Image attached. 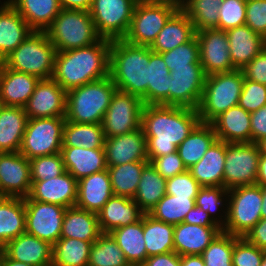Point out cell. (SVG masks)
<instances>
[{
  "instance_id": "15",
  "label": "cell",
  "mask_w": 266,
  "mask_h": 266,
  "mask_svg": "<svg viewBox=\"0 0 266 266\" xmlns=\"http://www.w3.org/2000/svg\"><path fill=\"white\" fill-rule=\"evenodd\" d=\"M206 74L201 64L173 68L169 76V105L198 109Z\"/></svg>"
},
{
  "instance_id": "1",
  "label": "cell",
  "mask_w": 266,
  "mask_h": 266,
  "mask_svg": "<svg viewBox=\"0 0 266 266\" xmlns=\"http://www.w3.org/2000/svg\"><path fill=\"white\" fill-rule=\"evenodd\" d=\"M193 108L170 105H144L141 128L146 137L149 163L177 151L179 144L200 123Z\"/></svg>"
},
{
  "instance_id": "10",
  "label": "cell",
  "mask_w": 266,
  "mask_h": 266,
  "mask_svg": "<svg viewBox=\"0 0 266 266\" xmlns=\"http://www.w3.org/2000/svg\"><path fill=\"white\" fill-rule=\"evenodd\" d=\"M178 9V7L168 3L138 1L129 30L123 39L133 45L150 47L169 18Z\"/></svg>"
},
{
  "instance_id": "45",
  "label": "cell",
  "mask_w": 266,
  "mask_h": 266,
  "mask_svg": "<svg viewBox=\"0 0 266 266\" xmlns=\"http://www.w3.org/2000/svg\"><path fill=\"white\" fill-rule=\"evenodd\" d=\"M87 266H131L110 233H102L92 243Z\"/></svg>"
},
{
  "instance_id": "23",
  "label": "cell",
  "mask_w": 266,
  "mask_h": 266,
  "mask_svg": "<svg viewBox=\"0 0 266 266\" xmlns=\"http://www.w3.org/2000/svg\"><path fill=\"white\" fill-rule=\"evenodd\" d=\"M97 214L101 232L111 233L116 228L136 223L144 212L134 199L113 195Z\"/></svg>"
},
{
  "instance_id": "36",
  "label": "cell",
  "mask_w": 266,
  "mask_h": 266,
  "mask_svg": "<svg viewBox=\"0 0 266 266\" xmlns=\"http://www.w3.org/2000/svg\"><path fill=\"white\" fill-rule=\"evenodd\" d=\"M217 140L211 123L200 122L179 144L177 152L187 169L200 161L210 146Z\"/></svg>"
},
{
  "instance_id": "57",
  "label": "cell",
  "mask_w": 266,
  "mask_h": 266,
  "mask_svg": "<svg viewBox=\"0 0 266 266\" xmlns=\"http://www.w3.org/2000/svg\"><path fill=\"white\" fill-rule=\"evenodd\" d=\"M241 71L244 79L266 85V46Z\"/></svg>"
},
{
  "instance_id": "47",
  "label": "cell",
  "mask_w": 266,
  "mask_h": 266,
  "mask_svg": "<svg viewBox=\"0 0 266 266\" xmlns=\"http://www.w3.org/2000/svg\"><path fill=\"white\" fill-rule=\"evenodd\" d=\"M234 235L221 231L201 254L205 266H233Z\"/></svg>"
},
{
  "instance_id": "52",
  "label": "cell",
  "mask_w": 266,
  "mask_h": 266,
  "mask_svg": "<svg viewBox=\"0 0 266 266\" xmlns=\"http://www.w3.org/2000/svg\"><path fill=\"white\" fill-rule=\"evenodd\" d=\"M266 104V85L244 79L238 105L251 113Z\"/></svg>"
},
{
  "instance_id": "60",
  "label": "cell",
  "mask_w": 266,
  "mask_h": 266,
  "mask_svg": "<svg viewBox=\"0 0 266 266\" xmlns=\"http://www.w3.org/2000/svg\"><path fill=\"white\" fill-rule=\"evenodd\" d=\"M183 222L204 227H220L213 219H211L207 212L200 209L198 206H195L187 213Z\"/></svg>"
},
{
  "instance_id": "67",
  "label": "cell",
  "mask_w": 266,
  "mask_h": 266,
  "mask_svg": "<svg viewBox=\"0 0 266 266\" xmlns=\"http://www.w3.org/2000/svg\"><path fill=\"white\" fill-rule=\"evenodd\" d=\"M262 192V207H261V216L266 218V185L260 186Z\"/></svg>"
},
{
  "instance_id": "69",
  "label": "cell",
  "mask_w": 266,
  "mask_h": 266,
  "mask_svg": "<svg viewBox=\"0 0 266 266\" xmlns=\"http://www.w3.org/2000/svg\"><path fill=\"white\" fill-rule=\"evenodd\" d=\"M261 266H266V250H264V256L261 262Z\"/></svg>"
},
{
  "instance_id": "63",
  "label": "cell",
  "mask_w": 266,
  "mask_h": 266,
  "mask_svg": "<svg viewBox=\"0 0 266 266\" xmlns=\"http://www.w3.org/2000/svg\"><path fill=\"white\" fill-rule=\"evenodd\" d=\"M256 184L259 186L266 185V155L260 154Z\"/></svg>"
},
{
  "instance_id": "64",
  "label": "cell",
  "mask_w": 266,
  "mask_h": 266,
  "mask_svg": "<svg viewBox=\"0 0 266 266\" xmlns=\"http://www.w3.org/2000/svg\"><path fill=\"white\" fill-rule=\"evenodd\" d=\"M181 266H205L201 255L181 256Z\"/></svg>"
},
{
  "instance_id": "16",
  "label": "cell",
  "mask_w": 266,
  "mask_h": 266,
  "mask_svg": "<svg viewBox=\"0 0 266 266\" xmlns=\"http://www.w3.org/2000/svg\"><path fill=\"white\" fill-rule=\"evenodd\" d=\"M199 43L200 64L206 76L233 71L226 31L203 29L196 32Z\"/></svg>"
},
{
  "instance_id": "18",
  "label": "cell",
  "mask_w": 266,
  "mask_h": 266,
  "mask_svg": "<svg viewBox=\"0 0 266 266\" xmlns=\"http://www.w3.org/2000/svg\"><path fill=\"white\" fill-rule=\"evenodd\" d=\"M67 92L52 78L40 79L25 105L28 119L65 117Z\"/></svg>"
},
{
  "instance_id": "33",
  "label": "cell",
  "mask_w": 266,
  "mask_h": 266,
  "mask_svg": "<svg viewBox=\"0 0 266 266\" xmlns=\"http://www.w3.org/2000/svg\"><path fill=\"white\" fill-rule=\"evenodd\" d=\"M29 27L45 32L61 11L59 0H8Z\"/></svg>"
},
{
  "instance_id": "37",
  "label": "cell",
  "mask_w": 266,
  "mask_h": 266,
  "mask_svg": "<svg viewBox=\"0 0 266 266\" xmlns=\"http://www.w3.org/2000/svg\"><path fill=\"white\" fill-rule=\"evenodd\" d=\"M131 266H141L147 259L143 235V216L136 223L114 229L111 233Z\"/></svg>"
},
{
  "instance_id": "8",
  "label": "cell",
  "mask_w": 266,
  "mask_h": 266,
  "mask_svg": "<svg viewBox=\"0 0 266 266\" xmlns=\"http://www.w3.org/2000/svg\"><path fill=\"white\" fill-rule=\"evenodd\" d=\"M228 199V209H226L224 220H221L222 231L244 237L262 218L261 187L254 184L229 189Z\"/></svg>"
},
{
  "instance_id": "9",
  "label": "cell",
  "mask_w": 266,
  "mask_h": 266,
  "mask_svg": "<svg viewBox=\"0 0 266 266\" xmlns=\"http://www.w3.org/2000/svg\"><path fill=\"white\" fill-rule=\"evenodd\" d=\"M65 117L28 119L19 152L27 159L60 153Z\"/></svg>"
},
{
  "instance_id": "61",
  "label": "cell",
  "mask_w": 266,
  "mask_h": 266,
  "mask_svg": "<svg viewBox=\"0 0 266 266\" xmlns=\"http://www.w3.org/2000/svg\"><path fill=\"white\" fill-rule=\"evenodd\" d=\"M141 266H181V256L175 251L148 257Z\"/></svg>"
},
{
  "instance_id": "55",
  "label": "cell",
  "mask_w": 266,
  "mask_h": 266,
  "mask_svg": "<svg viewBox=\"0 0 266 266\" xmlns=\"http://www.w3.org/2000/svg\"><path fill=\"white\" fill-rule=\"evenodd\" d=\"M245 24L266 39V0H246Z\"/></svg>"
},
{
  "instance_id": "59",
  "label": "cell",
  "mask_w": 266,
  "mask_h": 266,
  "mask_svg": "<svg viewBox=\"0 0 266 266\" xmlns=\"http://www.w3.org/2000/svg\"><path fill=\"white\" fill-rule=\"evenodd\" d=\"M244 238L259 249L266 250V218H261Z\"/></svg>"
},
{
  "instance_id": "19",
  "label": "cell",
  "mask_w": 266,
  "mask_h": 266,
  "mask_svg": "<svg viewBox=\"0 0 266 266\" xmlns=\"http://www.w3.org/2000/svg\"><path fill=\"white\" fill-rule=\"evenodd\" d=\"M77 190L78 181L66 171L62 175L48 180L32 181L29 195L24 199L69 208L76 205Z\"/></svg>"
},
{
  "instance_id": "32",
  "label": "cell",
  "mask_w": 266,
  "mask_h": 266,
  "mask_svg": "<svg viewBox=\"0 0 266 266\" xmlns=\"http://www.w3.org/2000/svg\"><path fill=\"white\" fill-rule=\"evenodd\" d=\"M27 122L23 107L0 105V153L19 152Z\"/></svg>"
},
{
  "instance_id": "68",
  "label": "cell",
  "mask_w": 266,
  "mask_h": 266,
  "mask_svg": "<svg viewBox=\"0 0 266 266\" xmlns=\"http://www.w3.org/2000/svg\"><path fill=\"white\" fill-rule=\"evenodd\" d=\"M257 144H258V146L260 148L261 154H265L266 155V137L263 138L262 140H260Z\"/></svg>"
},
{
  "instance_id": "21",
  "label": "cell",
  "mask_w": 266,
  "mask_h": 266,
  "mask_svg": "<svg viewBox=\"0 0 266 266\" xmlns=\"http://www.w3.org/2000/svg\"><path fill=\"white\" fill-rule=\"evenodd\" d=\"M39 80L36 76L12 70L0 62V104L24 108Z\"/></svg>"
},
{
  "instance_id": "41",
  "label": "cell",
  "mask_w": 266,
  "mask_h": 266,
  "mask_svg": "<svg viewBox=\"0 0 266 266\" xmlns=\"http://www.w3.org/2000/svg\"><path fill=\"white\" fill-rule=\"evenodd\" d=\"M104 140L102 124L65 121L62 147L103 148Z\"/></svg>"
},
{
  "instance_id": "56",
  "label": "cell",
  "mask_w": 266,
  "mask_h": 266,
  "mask_svg": "<svg viewBox=\"0 0 266 266\" xmlns=\"http://www.w3.org/2000/svg\"><path fill=\"white\" fill-rule=\"evenodd\" d=\"M150 163L165 179L174 177L188 170L177 151L154 158Z\"/></svg>"
},
{
  "instance_id": "12",
  "label": "cell",
  "mask_w": 266,
  "mask_h": 266,
  "mask_svg": "<svg viewBox=\"0 0 266 266\" xmlns=\"http://www.w3.org/2000/svg\"><path fill=\"white\" fill-rule=\"evenodd\" d=\"M260 154L257 143H227L223 187L229 190L256 184Z\"/></svg>"
},
{
  "instance_id": "5",
  "label": "cell",
  "mask_w": 266,
  "mask_h": 266,
  "mask_svg": "<svg viewBox=\"0 0 266 266\" xmlns=\"http://www.w3.org/2000/svg\"><path fill=\"white\" fill-rule=\"evenodd\" d=\"M56 47L46 32L33 31L2 63L15 71L36 76L39 79L52 78Z\"/></svg>"
},
{
  "instance_id": "46",
  "label": "cell",
  "mask_w": 266,
  "mask_h": 266,
  "mask_svg": "<svg viewBox=\"0 0 266 266\" xmlns=\"http://www.w3.org/2000/svg\"><path fill=\"white\" fill-rule=\"evenodd\" d=\"M195 199L165 194L148 214L156 220L177 225L182 223L187 213L196 206Z\"/></svg>"
},
{
  "instance_id": "3",
  "label": "cell",
  "mask_w": 266,
  "mask_h": 266,
  "mask_svg": "<svg viewBox=\"0 0 266 266\" xmlns=\"http://www.w3.org/2000/svg\"><path fill=\"white\" fill-rule=\"evenodd\" d=\"M149 47L124 39L111 40L109 76L117 90L135 95L148 105L147 64Z\"/></svg>"
},
{
  "instance_id": "53",
  "label": "cell",
  "mask_w": 266,
  "mask_h": 266,
  "mask_svg": "<svg viewBox=\"0 0 266 266\" xmlns=\"http://www.w3.org/2000/svg\"><path fill=\"white\" fill-rule=\"evenodd\" d=\"M226 195H228V190L224 187L206 186L200 188L199 193L197 194L195 199L196 206L207 212L211 219H213L221 228L222 222L217 219V217L214 218L213 214H216L214 212L219 210V206L224 205L222 204L224 198L221 197H225Z\"/></svg>"
},
{
  "instance_id": "26",
  "label": "cell",
  "mask_w": 266,
  "mask_h": 266,
  "mask_svg": "<svg viewBox=\"0 0 266 266\" xmlns=\"http://www.w3.org/2000/svg\"><path fill=\"white\" fill-rule=\"evenodd\" d=\"M250 113L237 105L217 116L211 124L218 140L226 143H251Z\"/></svg>"
},
{
  "instance_id": "30",
  "label": "cell",
  "mask_w": 266,
  "mask_h": 266,
  "mask_svg": "<svg viewBox=\"0 0 266 266\" xmlns=\"http://www.w3.org/2000/svg\"><path fill=\"white\" fill-rule=\"evenodd\" d=\"M227 143L216 140L199 162L188 171L202 187H223Z\"/></svg>"
},
{
  "instance_id": "48",
  "label": "cell",
  "mask_w": 266,
  "mask_h": 266,
  "mask_svg": "<svg viewBox=\"0 0 266 266\" xmlns=\"http://www.w3.org/2000/svg\"><path fill=\"white\" fill-rule=\"evenodd\" d=\"M159 54L163 57L169 71L173 68L189 67V64H200L199 43L196 35L173 50Z\"/></svg>"
},
{
  "instance_id": "24",
  "label": "cell",
  "mask_w": 266,
  "mask_h": 266,
  "mask_svg": "<svg viewBox=\"0 0 266 266\" xmlns=\"http://www.w3.org/2000/svg\"><path fill=\"white\" fill-rule=\"evenodd\" d=\"M108 170L93 173L78 181L76 207L98 213L113 196Z\"/></svg>"
},
{
  "instance_id": "28",
  "label": "cell",
  "mask_w": 266,
  "mask_h": 266,
  "mask_svg": "<svg viewBox=\"0 0 266 266\" xmlns=\"http://www.w3.org/2000/svg\"><path fill=\"white\" fill-rule=\"evenodd\" d=\"M3 3L0 6V62L33 32L8 0Z\"/></svg>"
},
{
  "instance_id": "42",
  "label": "cell",
  "mask_w": 266,
  "mask_h": 266,
  "mask_svg": "<svg viewBox=\"0 0 266 266\" xmlns=\"http://www.w3.org/2000/svg\"><path fill=\"white\" fill-rule=\"evenodd\" d=\"M149 161H136L123 165L108 166L114 195L133 199L141 178L143 168Z\"/></svg>"
},
{
  "instance_id": "17",
  "label": "cell",
  "mask_w": 266,
  "mask_h": 266,
  "mask_svg": "<svg viewBox=\"0 0 266 266\" xmlns=\"http://www.w3.org/2000/svg\"><path fill=\"white\" fill-rule=\"evenodd\" d=\"M31 183L29 159L20 152L0 153L1 197L26 198Z\"/></svg>"
},
{
  "instance_id": "14",
  "label": "cell",
  "mask_w": 266,
  "mask_h": 266,
  "mask_svg": "<svg viewBox=\"0 0 266 266\" xmlns=\"http://www.w3.org/2000/svg\"><path fill=\"white\" fill-rule=\"evenodd\" d=\"M66 207L25 199L26 233L54 245L61 236Z\"/></svg>"
},
{
  "instance_id": "4",
  "label": "cell",
  "mask_w": 266,
  "mask_h": 266,
  "mask_svg": "<svg viewBox=\"0 0 266 266\" xmlns=\"http://www.w3.org/2000/svg\"><path fill=\"white\" fill-rule=\"evenodd\" d=\"M116 90L107 76L67 91L65 119L75 123L102 124Z\"/></svg>"
},
{
  "instance_id": "22",
  "label": "cell",
  "mask_w": 266,
  "mask_h": 266,
  "mask_svg": "<svg viewBox=\"0 0 266 266\" xmlns=\"http://www.w3.org/2000/svg\"><path fill=\"white\" fill-rule=\"evenodd\" d=\"M2 251L10 258L31 266H51L53 245L28 233L10 240Z\"/></svg>"
},
{
  "instance_id": "54",
  "label": "cell",
  "mask_w": 266,
  "mask_h": 266,
  "mask_svg": "<svg viewBox=\"0 0 266 266\" xmlns=\"http://www.w3.org/2000/svg\"><path fill=\"white\" fill-rule=\"evenodd\" d=\"M202 186L187 170L166 179V194L182 198H196Z\"/></svg>"
},
{
  "instance_id": "49",
  "label": "cell",
  "mask_w": 266,
  "mask_h": 266,
  "mask_svg": "<svg viewBox=\"0 0 266 266\" xmlns=\"http://www.w3.org/2000/svg\"><path fill=\"white\" fill-rule=\"evenodd\" d=\"M32 181H44L66 172L61 153L45 155L29 160Z\"/></svg>"
},
{
  "instance_id": "44",
  "label": "cell",
  "mask_w": 266,
  "mask_h": 266,
  "mask_svg": "<svg viewBox=\"0 0 266 266\" xmlns=\"http://www.w3.org/2000/svg\"><path fill=\"white\" fill-rule=\"evenodd\" d=\"M222 0H183L181 10L192 21L195 31L218 29L219 7Z\"/></svg>"
},
{
  "instance_id": "6",
  "label": "cell",
  "mask_w": 266,
  "mask_h": 266,
  "mask_svg": "<svg viewBox=\"0 0 266 266\" xmlns=\"http://www.w3.org/2000/svg\"><path fill=\"white\" fill-rule=\"evenodd\" d=\"M244 75L241 70L206 76L198 115L202 123H211L222 112L237 106Z\"/></svg>"
},
{
  "instance_id": "11",
  "label": "cell",
  "mask_w": 266,
  "mask_h": 266,
  "mask_svg": "<svg viewBox=\"0 0 266 266\" xmlns=\"http://www.w3.org/2000/svg\"><path fill=\"white\" fill-rule=\"evenodd\" d=\"M138 0H93L90 15L101 38L123 39Z\"/></svg>"
},
{
  "instance_id": "13",
  "label": "cell",
  "mask_w": 266,
  "mask_h": 266,
  "mask_svg": "<svg viewBox=\"0 0 266 266\" xmlns=\"http://www.w3.org/2000/svg\"><path fill=\"white\" fill-rule=\"evenodd\" d=\"M143 107L144 103L141 98L116 90L103 117L104 136L114 137L128 134L141 128Z\"/></svg>"
},
{
  "instance_id": "62",
  "label": "cell",
  "mask_w": 266,
  "mask_h": 266,
  "mask_svg": "<svg viewBox=\"0 0 266 266\" xmlns=\"http://www.w3.org/2000/svg\"><path fill=\"white\" fill-rule=\"evenodd\" d=\"M61 9L90 11L93 0H59Z\"/></svg>"
},
{
  "instance_id": "35",
  "label": "cell",
  "mask_w": 266,
  "mask_h": 266,
  "mask_svg": "<svg viewBox=\"0 0 266 266\" xmlns=\"http://www.w3.org/2000/svg\"><path fill=\"white\" fill-rule=\"evenodd\" d=\"M25 199L0 197V249L26 232Z\"/></svg>"
},
{
  "instance_id": "25",
  "label": "cell",
  "mask_w": 266,
  "mask_h": 266,
  "mask_svg": "<svg viewBox=\"0 0 266 266\" xmlns=\"http://www.w3.org/2000/svg\"><path fill=\"white\" fill-rule=\"evenodd\" d=\"M234 70H242L266 46V39L246 24L226 31Z\"/></svg>"
},
{
  "instance_id": "40",
  "label": "cell",
  "mask_w": 266,
  "mask_h": 266,
  "mask_svg": "<svg viewBox=\"0 0 266 266\" xmlns=\"http://www.w3.org/2000/svg\"><path fill=\"white\" fill-rule=\"evenodd\" d=\"M166 194V179L148 163L142 170L134 201L148 213Z\"/></svg>"
},
{
  "instance_id": "50",
  "label": "cell",
  "mask_w": 266,
  "mask_h": 266,
  "mask_svg": "<svg viewBox=\"0 0 266 266\" xmlns=\"http://www.w3.org/2000/svg\"><path fill=\"white\" fill-rule=\"evenodd\" d=\"M246 0H222L219 7L218 29L227 31L245 25Z\"/></svg>"
},
{
  "instance_id": "51",
  "label": "cell",
  "mask_w": 266,
  "mask_h": 266,
  "mask_svg": "<svg viewBox=\"0 0 266 266\" xmlns=\"http://www.w3.org/2000/svg\"><path fill=\"white\" fill-rule=\"evenodd\" d=\"M264 250L234 235L233 266H261Z\"/></svg>"
},
{
  "instance_id": "43",
  "label": "cell",
  "mask_w": 266,
  "mask_h": 266,
  "mask_svg": "<svg viewBox=\"0 0 266 266\" xmlns=\"http://www.w3.org/2000/svg\"><path fill=\"white\" fill-rule=\"evenodd\" d=\"M92 243L75 238H60L53 245L51 266H87Z\"/></svg>"
},
{
  "instance_id": "29",
  "label": "cell",
  "mask_w": 266,
  "mask_h": 266,
  "mask_svg": "<svg viewBox=\"0 0 266 266\" xmlns=\"http://www.w3.org/2000/svg\"><path fill=\"white\" fill-rule=\"evenodd\" d=\"M63 164L77 181L108 168L104 148L62 147Z\"/></svg>"
},
{
  "instance_id": "20",
  "label": "cell",
  "mask_w": 266,
  "mask_h": 266,
  "mask_svg": "<svg viewBox=\"0 0 266 266\" xmlns=\"http://www.w3.org/2000/svg\"><path fill=\"white\" fill-rule=\"evenodd\" d=\"M103 148L107 166L123 165L136 161H149L146 137L142 128L128 134L105 137Z\"/></svg>"
},
{
  "instance_id": "38",
  "label": "cell",
  "mask_w": 266,
  "mask_h": 266,
  "mask_svg": "<svg viewBox=\"0 0 266 266\" xmlns=\"http://www.w3.org/2000/svg\"><path fill=\"white\" fill-rule=\"evenodd\" d=\"M170 72L163 57L149 48L147 64L148 105H169Z\"/></svg>"
},
{
  "instance_id": "2",
  "label": "cell",
  "mask_w": 266,
  "mask_h": 266,
  "mask_svg": "<svg viewBox=\"0 0 266 266\" xmlns=\"http://www.w3.org/2000/svg\"><path fill=\"white\" fill-rule=\"evenodd\" d=\"M111 40L100 38L82 48L57 51L52 79L66 92L109 76Z\"/></svg>"
},
{
  "instance_id": "34",
  "label": "cell",
  "mask_w": 266,
  "mask_h": 266,
  "mask_svg": "<svg viewBox=\"0 0 266 266\" xmlns=\"http://www.w3.org/2000/svg\"><path fill=\"white\" fill-rule=\"evenodd\" d=\"M101 234L97 213L76 206L66 209L60 238H75L93 243Z\"/></svg>"
},
{
  "instance_id": "58",
  "label": "cell",
  "mask_w": 266,
  "mask_h": 266,
  "mask_svg": "<svg viewBox=\"0 0 266 266\" xmlns=\"http://www.w3.org/2000/svg\"><path fill=\"white\" fill-rule=\"evenodd\" d=\"M251 142L258 143L266 137V104L251 112Z\"/></svg>"
},
{
  "instance_id": "65",
  "label": "cell",
  "mask_w": 266,
  "mask_h": 266,
  "mask_svg": "<svg viewBox=\"0 0 266 266\" xmlns=\"http://www.w3.org/2000/svg\"><path fill=\"white\" fill-rule=\"evenodd\" d=\"M1 266H31L22 262L15 261L10 259L3 251H2V261Z\"/></svg>"
},
{
  "instance_id": "27",
  "label": "cell",
  "mask_w": 266,
  "mask_h": 266,
  "mask_svg": "<svg viewBox=\"0 0 266 266\" xmlns=\"http://www.w3.org/2000/svg\"><path fill=\"white\" fill-rule=\"evenodd\" d=\"M221 231V227L184 222L174 225V251L180 256L201 255Z\"/></svg>"
},
{
  "instance_id": "39",
  "label": "cell",
  "mask_w": 266,
  "mask_h": 266,
  "mask_svg": "<svg viewBox=\"0 0 266 266\" xmlns=\"http://www.w3.org/2000/svg\"><path fill=\"white\" fill-rule=\"evenodd\" d=\"M173 234L174 225L156 220L148 213L143 214V235L147 258L174 251Z\"/></svg>"
},
{
  "instance_id": "7",
  "label": "cell",
  "mask_w": 266,
  "mask_h": 266,
  "mask_svg": "<svg viewBox=\"0 0 266 266\" xmlns=\"http://www.w3.org/2000/svg\"><path fill=\"white\" fill-rule=\"evenodd\" d=\"M45 32L57 51L89 46L101 38L90 12L82 10L61 9Z\"/></svg>"
},
{
  "instance_id": "31",
  "label": "cell",
  "mask_w": 266,
  "mask_h": 266,
  "mask_svg": "<svg viewBox=\"0 0 266 266\" xmlns=\"http://www.w3.org/2000/svg\"><path fill=\"white\" fill-rule=\"evenodd\" d=\"M195 35L192 21L181 9H178L169 18L149 48L155 53H163L190 41Z\"/></svg>"
},
{
  "instance_id": "70",
  "label": "cell",
  "mask_w": 266,
  "mask_h": 266,
  "mask_svg": "<svg viewBox=\"0 0 266 266\" xmlns=\"http://www.w3.org/2000/svg\"><path fill=\"white\" fill-rule=\"evenodd\" d=\"M1 261H2V249H0V266H1Z\"/></svg>"
},
{
  "instance_id": "66",
  "label": "cell",
  "mask_w": 266,
  "mask_h": 266,
  "mask_svg": "<svg viewBox=\"0 0 266 266\" xmlns=\"http://www.w3.org/2000/svg\"><path fill=\"white\" fill-rule=\"evenodd\" d=\"M143 3H168L178 7L179 9L182 6L183 0H138Z\"/></svg>"
}]
</instances>
